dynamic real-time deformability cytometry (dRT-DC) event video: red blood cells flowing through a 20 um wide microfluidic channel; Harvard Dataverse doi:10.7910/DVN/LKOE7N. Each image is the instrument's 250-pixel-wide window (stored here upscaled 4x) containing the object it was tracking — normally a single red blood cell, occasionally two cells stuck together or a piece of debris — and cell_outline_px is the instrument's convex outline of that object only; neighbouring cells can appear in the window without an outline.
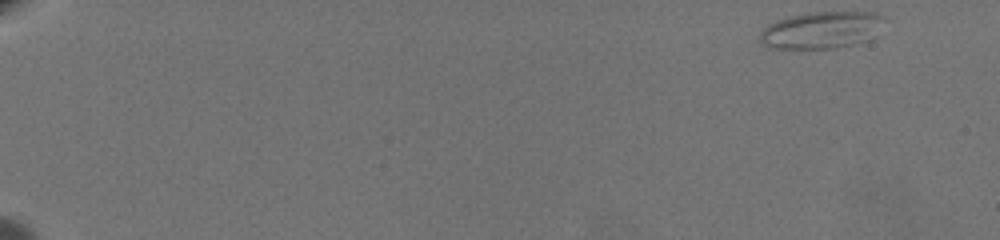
{"species": "common noctule bat (a hibernating species)", "species_latin": "Nyctalus noctula", "temperature_condition": "warm", "stored_images_in_passage": 62, "camera_frame_rate_fps": 3000, "um_per_image_px": 0.085, "animal": {"sex": "female", "body_mass_g": 19.5, "forearm_length_mm": 54.1}, "frame": {"image": 1, "passage_image": 1, "time_ms": 0.0, "image_size_px": [1000, 240], "cell_outline_px": [[884, 16], [876, 36], [872, 40], [836, 48], [768, 48], [760, 40], [760, 32], [768, 24], [776, 20], [792, 16], [812, 12], [876, 12]], "centroid_in_image_um": [69.85, 2.56], "position_along_channel_um": 15.1, "area_um2": 26.82}}
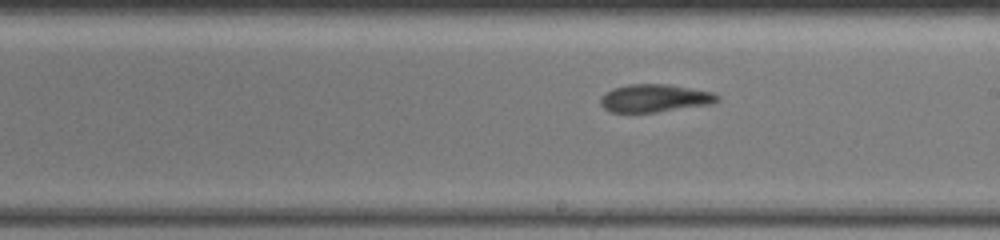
{"frame": {"image": 2, "passage_image": 38, "time_ms": 12.333, "image_size_px": [1000, 240], "cell_outline_px": [[720, 100], [712, 104], [656, 112], [612, 112], [604, 108], [600, 104], [600, 96], [604, 92], [612, 88], [628, 84], [668, 84], [712, 92], [720, 96]], "centroid_in_image_um": [55.63, 8.34], "position_along_channel_um": 233.4, "area_um2": 19.07}}
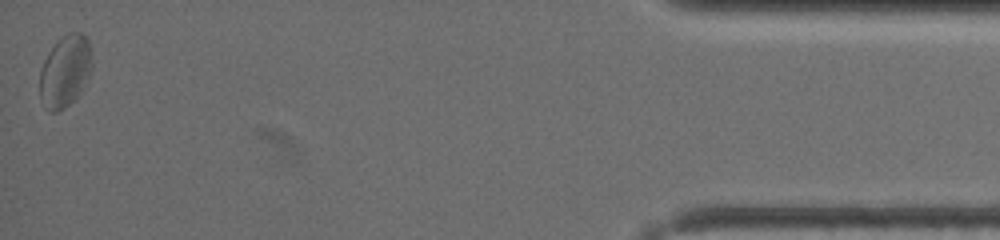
{"frame": {"image": 3, "passage_image": 62, "time_ms": 20.333, "image_size_px": [1000, 240], "cell_outline_px": [[92, 68], [80, 92], [64, 108], [56, 112], [48, 112], [44, 108], [40, 100], [40, 68], [48, 52], [68, 32], [80, 32], [88, 40], [92, 56]], "centroid_in_image_um": [5.52, 6.07], "position_along_channel_um": 429.7, "area_um2": 21.73}, "authors_computed_cell_mechanics": {"area_um2": 20.0855, "velocity_mm_per_s": 3.3539, "shape_relaxation_time_tau1_ms": null, "shape_relaxation_time_tau2_ms": 2.9422, "deformation_change_tau1": null, "deformation_change_tau2": 0.0884}}